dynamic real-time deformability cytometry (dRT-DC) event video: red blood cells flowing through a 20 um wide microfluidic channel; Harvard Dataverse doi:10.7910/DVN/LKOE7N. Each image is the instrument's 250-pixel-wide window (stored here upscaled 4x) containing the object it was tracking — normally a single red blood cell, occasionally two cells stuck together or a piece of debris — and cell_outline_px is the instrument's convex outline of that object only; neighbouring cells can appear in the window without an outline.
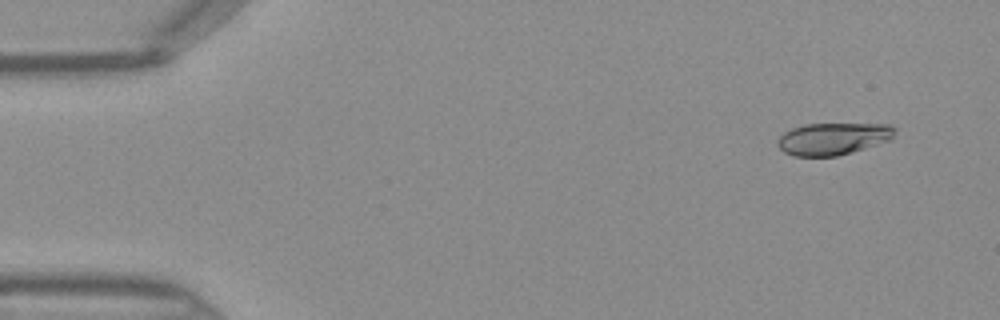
{"species": "Egyptian fruit bat (a non-hibernating species)", "species_latin": "Rousettus aegyptiacus", "temperature_condition": "warm", "stored_images_in_passage": 42, "camera_frame_rate_fps": 3000, "um_per_image_px": 0.085, "frame": {"image": 1, "passage_image": 1, "time_ms": 0.0, "image_size_px": [1000, 320], "cell_outline_px": [[896, 132], [892, 140], [852, 152], [836, 156], [792, 156], [784, 152], [776, 144], [776, 140], [784, 132], [792, 128], [804, 124], [888, 124], [896, 128]], "centroid_in_image_um": [70.82, 11.79], "position_along_channel_um": 14.2, "area_um2": 22.14}}
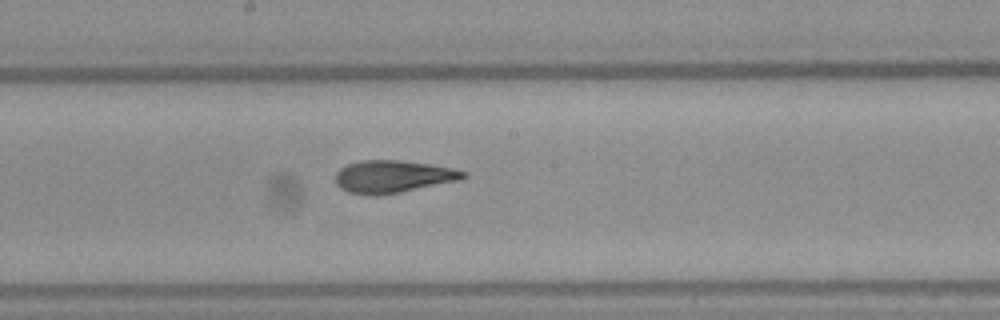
{"frame": {"image": 2, "passage_image": 22, "time_ms": 7.0, "image_size_px": [1000, 320], "cell_outline_px": [[468, 176], [460, 180], [400, 192], [348, 192], [340, 188], [336, 184], [336, 172], [340, 168], [348, 164], [360, 160], [400, 160], [428, 164], [452, 168], [468, 172]], "centroid_in_image_um": [33.45, 14.96], "position_along_channel_um": 214.8, "area_um2": 23.41}}
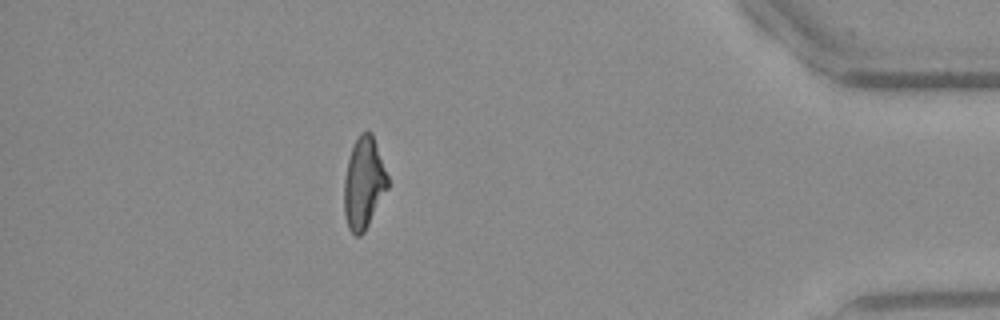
{"frame": {"image": 3, "passage_image": 38, "time_ms": 12.333, "image_size_px": [1000, 320], "cell_outline_px": [[388, 188], [364, 232], [360, 236], [356, 236], [348, 228], [344, 216], [344, 180], [348, 160], [352, 148], [360, 132], [372, 132], [388, 176]], "centroid_in_image_um": [30.91, 15.58], "position_along_channel_um": 404.3, "area_um2": 23.12}}